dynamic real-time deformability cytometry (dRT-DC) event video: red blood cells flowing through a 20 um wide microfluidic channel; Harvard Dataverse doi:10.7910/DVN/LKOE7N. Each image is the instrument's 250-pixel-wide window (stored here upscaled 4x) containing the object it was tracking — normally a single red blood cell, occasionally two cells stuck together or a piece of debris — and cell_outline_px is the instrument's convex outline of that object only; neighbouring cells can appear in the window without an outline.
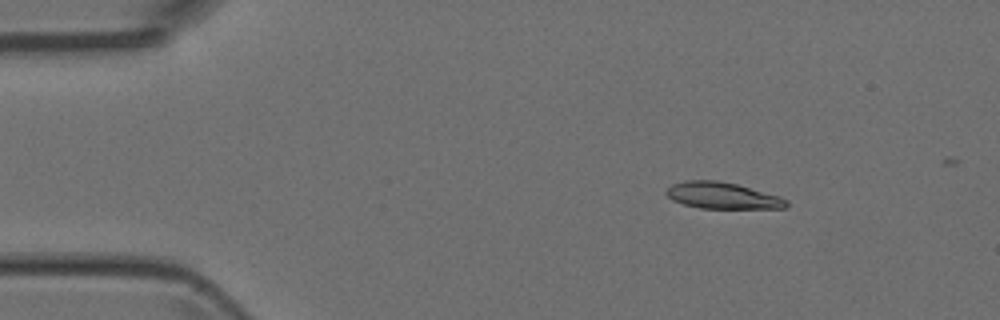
{"species": "Egyptian fruit bat (a non-hibernating species)", "species_latin": "Rousettus aegyptiacus", "temperature_condition": "room temperature", "stored_images_in_passage": 5, "camera_frame_rate_fps": 3000, "um_per_image_px": 0.085, "animal": {"sex": "female"}, "frame": {"image": 1, "passage_image": 2, "time_ms": 1.333, "image_size_px": [1000, 320], "cell_outline_px": [[788, 204], [784, 208], [700, 208], [684, 204], [672, 200], [664, 192], [672, 184], [684, 180], [716, 180], [736, 184], [780, 196], [788, 200]], "centroid_in_image_um": [61.38, 16.62], "position_along_channel_um": 23.6, "area_um2": 18.44}}